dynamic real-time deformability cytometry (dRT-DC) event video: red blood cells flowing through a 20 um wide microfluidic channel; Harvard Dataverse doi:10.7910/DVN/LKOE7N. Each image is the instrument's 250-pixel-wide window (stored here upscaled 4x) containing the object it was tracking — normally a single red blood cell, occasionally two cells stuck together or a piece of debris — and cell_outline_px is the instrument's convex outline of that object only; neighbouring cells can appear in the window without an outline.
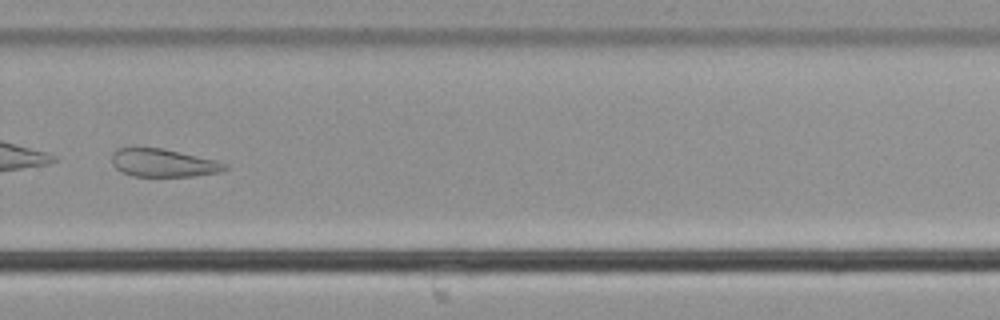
{"species": "common noctule bat (a hibernating species)", "species_latin": "Nyctalus noctula", "temperature_condition": "cold", "stored_images_in_passage": 56, "camera_frame_rate_fps": 3000, "um_per_image_px": 0.085, "animal": {"sex": "male", "body_mass_g": 21.5, "forearm_length_mm": 52.0}, "frame": {"image": 1, "passage_image": 40, "time_ms": 13.0, "image_size_px": [1000, 320], "cell_outline_px": [[228, 168], [220, 172], [192, 176], [132, 176], [116, 168], [112, 164], [112, 152], [116, 148], [136, 144], [160, 148], [216, 160], [228, 164]], "centroid_in_image_um": [13.8, 13.8], "position_along_channel_um": 316.0, "area_um2": 18.9}}